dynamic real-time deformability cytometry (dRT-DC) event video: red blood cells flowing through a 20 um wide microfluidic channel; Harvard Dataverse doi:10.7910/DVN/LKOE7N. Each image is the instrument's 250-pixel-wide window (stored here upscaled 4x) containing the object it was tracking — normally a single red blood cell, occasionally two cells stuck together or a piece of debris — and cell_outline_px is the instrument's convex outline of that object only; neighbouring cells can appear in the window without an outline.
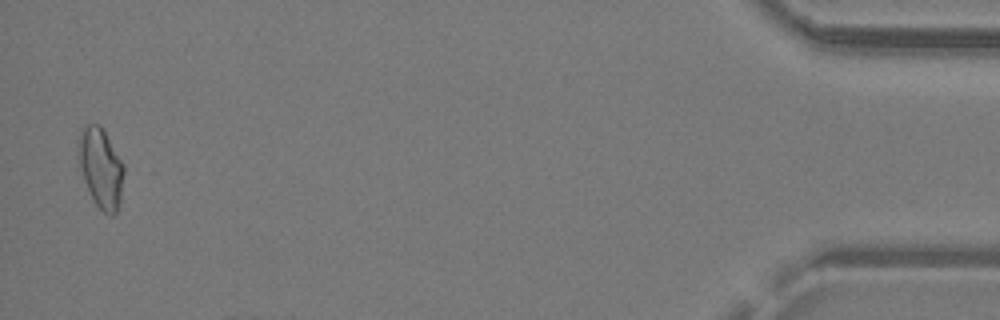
{"species": "common noctule bat (a hibernating species)", "species_latin": "Nyctalus noctula", "temperature_condition": "warm", "stored_images_in_passage": 30, "camera_frame_rate_fps": 3000, "um_per_image_px": 0.085, "animal": {"sex": "male", "body_mass_g": 19.2, "forearm_length_mm": 51.8}, "frame": {"image": 1, "passage_image": 30, "time_ms": 9.667, "image_size_px": [1000, 320], "cell_outline_px": [[124, 172], [120, 200], [116, 212], [112, 216], [104, 212], [96, 204], [84, 180], [76, 148], [76, 140], [84, 124], [100, 124], [124, 164]], "centroid_in_image_um": [8.55, 14.21], "position_along_channel_um": 426.6, "area_um2": 21.1}}